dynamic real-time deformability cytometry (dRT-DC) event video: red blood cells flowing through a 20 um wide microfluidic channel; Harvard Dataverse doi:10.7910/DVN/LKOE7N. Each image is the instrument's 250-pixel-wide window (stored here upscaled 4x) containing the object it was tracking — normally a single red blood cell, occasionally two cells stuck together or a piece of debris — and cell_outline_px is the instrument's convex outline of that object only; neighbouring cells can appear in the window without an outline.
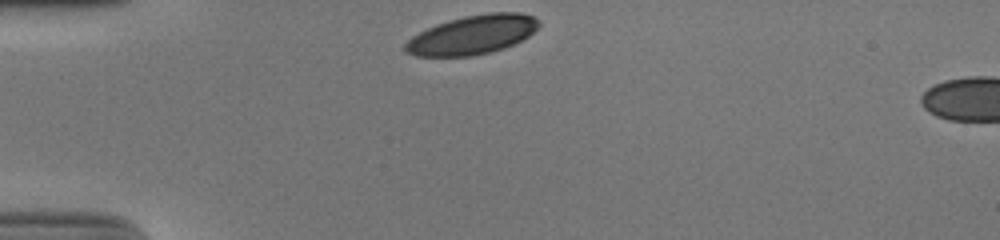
{"species": "human", "species_latin": "Homo sapiens", "temperature_condition": "cold", "stored_images_in_passage": 31, "camera_frame_rate_fps": 3000, "um_per_image_px": 0.085, "donor": {"sex": "male"}, "frame": {"image": 1, "passage_image": 1, "time_ms": 0.0, "image_size_px": [1000, 240], "cell_outline_px": [[540, 24], [528, 36], [504, 48], [472, 56], [416, 56], [408, 52], [404, 48], [404, 44], [412, 36], [436, 24], [448, 20], [464, 16], [488, 12], [520, 12], [532, 16], [540, 20]], "centroid_in_image_um": [40.15, 2.94], "position_along_channel_um": 44.8, "area_um2": 30.17}}
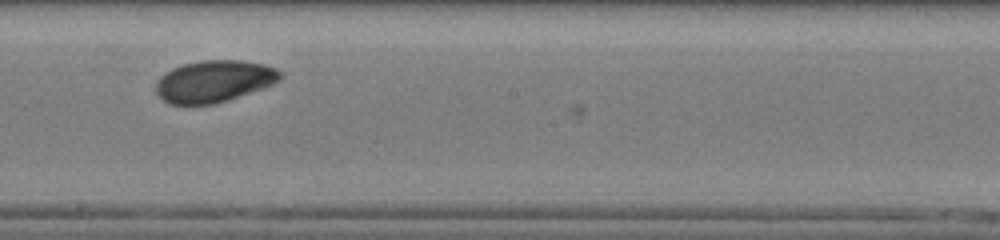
{"frame": {"image": 2, "passage_image": 18, "time_ms": 5.667, "image_size_px": [1000, 240], "cell_outline_px": [[284, 72], [280, 80], [264, 88], [212, 104], [168, 104], [156, 92], [156, 80], [164, 72], [172, 68], [184, 64], [200, 60], [244, 60], [264, 64], [276, 68]], "centroid_in_image_um": [18.2, 6.88], "position_along_channel_um": 230.0, "area_um2": 30.4}}
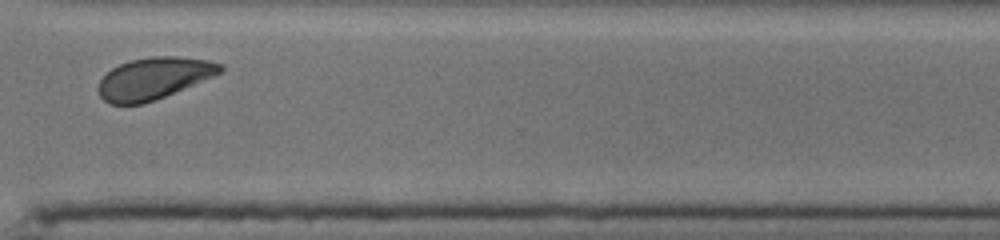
{"frame": {"image": 3, "passage_image": 28, "time_ms": 9.0, "image_size_px": [1000, 240], "cell_outline_px": [[224, 68], [220, 72], [212, 76], [164, 96], [144, 104], [108, 104], [100, 96], [96, 88], [100, 80], [112, 68], [120, 64], [132, 60], [156, 56], [176, 56], [208, 60], [224, 64]], "centroid_in_image_um": [13.03, 6.66], "position_along_channel_um": 357.6, "area_um2": 29.3}, "authors_computed_cell_mechanics": {"area_um2": 30.1716, "velocity_mm_per_s": 3.804, "shape_relaxation_time_tau1_ms": 1.6261, "shape_relaxation_time_tau2_ms": 4.7199, "deformation_change_tau1": 0.0908, "deformation_change_tau2": 0.086}}